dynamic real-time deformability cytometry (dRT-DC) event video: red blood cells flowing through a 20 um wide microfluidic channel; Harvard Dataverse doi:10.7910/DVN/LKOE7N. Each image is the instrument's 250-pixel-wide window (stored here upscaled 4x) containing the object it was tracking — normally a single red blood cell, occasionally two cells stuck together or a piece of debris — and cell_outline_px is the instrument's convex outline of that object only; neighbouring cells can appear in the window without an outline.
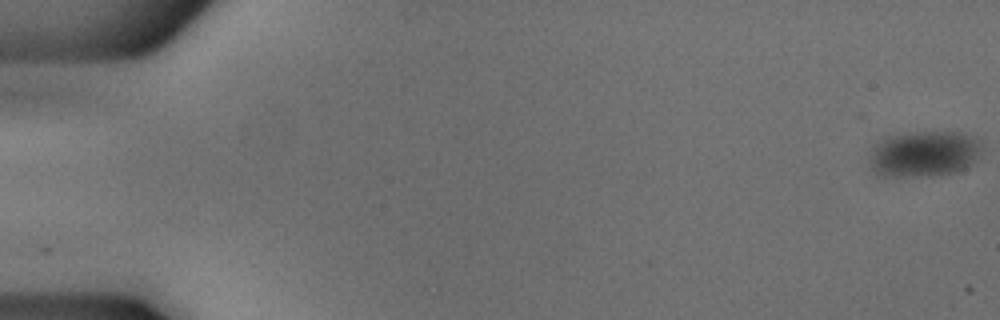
{"species": "common noctule bat (a hibernating species)", "species_latin": "Nyctalus noctula", "temperature_condition": "cold", "stored_images_in_passage": 54, "camera_frame_rate_fps": 3000, "um_per_image_px": 0.085, "animal": {"sex": "male", "body_mass_g": 18.8}, "frame": {"image": 1, "passage_image": 1, "time_ms": 0.0, "image_size_px": [1000, 320], "cell_outline_px": [[984, 148], [976, 160], [964, 168], [956, 172], [928, 176], [880, 176], [872, 168], [868, 160], [872, 148], [884, 136], [912, 132], [964, 132], [976, 136], [984, 144]], "centroid_in_image_um": [78.58, 13.05], "position_along_channel_um": 6.4, "area_um2": 30.69}}
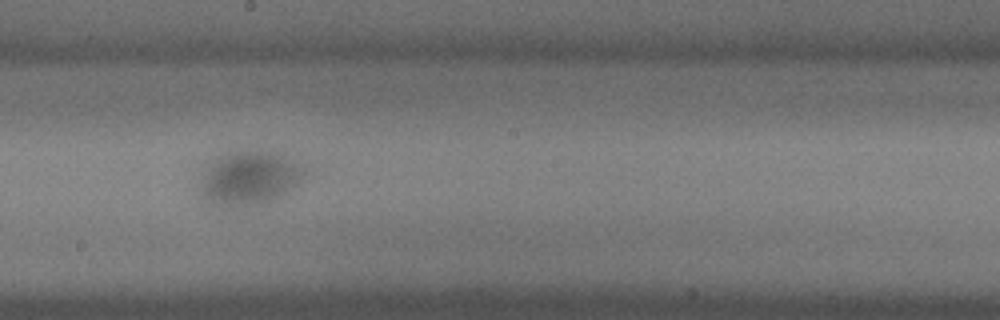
{"frame": {"image": 2, "passage_image": 31, "time_ms": 10.0, "image_size_px": [1000, 320], "cell_outline_px": [[304, 176], [300, 184], [288, 192], [280, 196], [260, 204], [228, 204], [208, 200], [200, 192], [200, 164], [216, 156], [228, 152], [260, 148], [284, 152], [300, 164], [304, 168]], "centroid_in_image_um": [21.19, 15.0], "position_along_channel_um": 227.0, "area_um2": 33.7}}
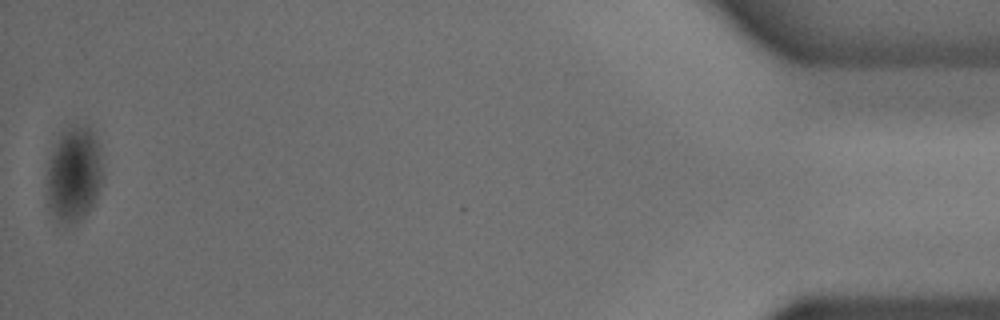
{"frame": {"image": 3, "passage_image": 54, "time_ms": 17.667, "image_size_px": [1000, 320], "cell_outline_px": [[104, 176], [96, 196], [88, 212], [80, 220], [56, 224], [48, 212], [44, 196], [44, 192], [48, 164], [52, 152], [60, 132], [68, 124], [88, 124], [92, 128], [100, 144]], "centroid_in_image_um": [6.25, 14.78], "position_along_channel_um": 429.0, "area_um2": 32.66}}